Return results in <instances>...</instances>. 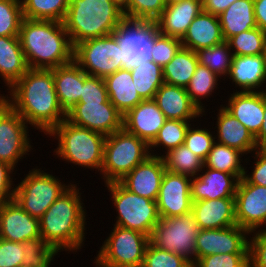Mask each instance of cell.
<instances>
[{
  "label": "cell",
  "instance_id": "cell-20",
  "mask_svg": "<svg viewBox=\"0 0 266 267\" xmlns=\"http://www.w3.org/2000/svg\"><path fill=\"white\" fill-rule=\"evenodd\" d=\"M166 120L153 99L143 100L123 116V128L150 145Z\"/></svg>",
  "mask_w": 266,
  "mask_h": 267
},
{
  "label": "cell",
  "instance_id": "cell-44",
  "mask_svg": "<svg viewBox=\"0 0 266 267\" xmlns=\"http://www.w3.org/2000/svg\"><path fill=\"white\" fill-rule=\"evenodd\" d=\"M165 7V0H129V5L123 12L129 20L155 22Z\"/></svg>",
  "mask_w": 266,
  "mask_h": 267
},
{
  "label": "cell",
  "instance_id": "cell-22",
  "mask_svg": "<svg viewBox=\"0 0 266 267\" xmlns=\"http://www.w3.org/2000/svg\"><path fill=\"white\" fill-rule=\"evenodd\" d=\"M264 91L233 92L224 108L231 113L255 137L264 121Z\"/></svg>",
  "mask_w": 266,
  "mask_h": 267
},
{
  "label": "cell",
  "instance_id": "cell-2",
  "mask_svg": "<svg viewBox=\"0 0 266 267\" xmlns=\"http://www.w3.org/2000/svg\"><path fill=\"white\" fill-rule=\"evenodd\" d=\"M18 37L29 68L54 69L73 61L74 47L63 22L23 18Z\"/></svg>",
  "mask_w": 266,
  "mask_h": 267
},
{
  "label": "cell",
  "instance_id": "cell-27",
  "mask_svg": "<svg viewBox=\"0 0 266 267\" xmlns=\"http://www.w3.org/2000/svg\"><path fill=\"white\" fill-rule=\"evenodd\" d=\"M217 116V143L228 147L236 148L244 154L252 153L257 150L255 137L247 128L239 122L231 113H229L222 105L219 107ZM218 137V138H217Z\"/></svg>",
  "mask_w": 266,
  "mask_h": 267
},
{
  "label": "cell",
  "instance_id": "cell-50",
  "mask_svg": "<svg viewBox=\"0 0 266 267\" xmlns=\"http://www.w3.org/2000/svg\"><path fill=\"white\" fill-rule=\"evenodd\" d=\"M250 233L249 261L250 267H266V227Z\"/></svg>",
  "mask_w": 266,
  "mask_h": 267
},
{
  "label": "cell",
  "instance_id": "cell-26",
  "mask_svg": "<svg viewBox=\"0 0 266 267\" xmlns=\"http://www.w3.org/2000/svg\"><path fill=\"white\" fill-rule=\"evenodd\" d=\"M227 77L241 88L240 92H255L260 87L263 88V83H266V64L263 55H233Z\"/></svg>",
  "mask_w": 266,
  "mask_h": 267
},
{
  "label": "cell",
  "instance_id": "cell-35",
  "mask_svg": "<svg viewBox=\"0 0 266 267\" xmlns=\"http://www.w3.org/2000/svg\"><path fill=\"white\" fill-rule=\"evenodd\" d=\"M241 156L244 153L240 150L215 142L204 160V167L233 174L240 180L245 172Z\"/></svg>",
  "mask_w": 266,
  "mask_h": 267
},
{
  "label": "cell",
  "instance_id": "cell-36",
  "mask_svg": "<svg viewBox=\"0 0 266 267\" xmlns=\"http://www.w3.org/2000/svg\"><path fill=\"white\" fill-rule=\"evenodd\" d=\"M165 154H157L155 156L162 157L165 169L169 172L193 178L198 176L199 172L203 169L204 161L195 155L185 144Z\"/></svg>",
  "mask_w": 266,
  "mask_h": 267
},
{
  "label": "cell",
  "instance_id": "cell-32",
  "mask_svg": "<svg viewBox=\"0 0 266 267\" xmlns=\"http://www.w3.org/2000/svg\"><path fill=\"white\" fill-rule=\"evenodd\" d=\"M218 17L224 41L257 27L253 0H236Z\"/></svg>",
  "mask_w": 266,
  "mask_h": 267
},
{
  "label": "cell",
  "instance_id": "cell-30",
  "mask_svg": "<svg viewBox=\"0 0 266 267\" xmlns=\"http://www.w3.org/2000/svg\"><path fill=\"white\" fill-rule=\"evenodd\" d=\"M110 102L124 116L143 100L136 91L130 68H123L104 78Z\"/></svg>",
  "mask_w": 266,
  "mask_h": 267
},
{
  "label": "cell",
  "instance_id": "cell-29",
  "mask_svg": "<svg viewBox=\"0 0 266 267\" xmlns=\"http://www.w3.org/2000/svg\"><path fill=\"white\" fill-rule=\"evenodd\" d=\"M53 78L57 98L65 112L79 103L84 84V71L73 60L53 69Z\"/></svg>",
  "mask_w": 266,
  "mask_h": 267
},
{
  "label": "cell",
  "instance_id": "cell-21",
  "mask_svg": "<svg viewBox=\"0 0 266 267\" xmlns=\"http://www.w3.org/2000/svg\"><path fill=\"white\" fill-rule=\"evenodd\" d=\"M200 173L191 179L192 202L235 196L239 182L235 175L204 166Z\"/></svg>",
  "mask_w": 266,
  "mask_h": 267
},
{
  "label": "cell",
  "instance_id": "cell-6",
  "mask_svg": "<svg viewBox=\"0 0 266 267\" xmlns=\"http://www.w3.org/2000/svg\"><path fill=\"white\" fill-rule=\"evenodd\" d=\"M150 156L149 145L124 128L106 136L104 142L102 179L105 184L119 182L135 166Z\"/></svg>",
  "mask_w": 266,
  "mask_h": 267
},
{
  "label": "cell",
  "instance_id": "cell-18",
  "mask_svg": "<svg viewBox=\"0 0 266 267\" xmlns=\"http://www.w3.org/2000/svg\"><path fill=\"white\" fill-rule=\"evenodd\" d=\"M39 237L38 218L25 212L15 200L0 205V238L22 243Z\"/></svg>",
  "mask_w": 266,
  "mask_h": 267
},
{
  "label": "cell",
  "instance_id": "cell-14",
  "mask_svg": "<svg viewBox=\"0 0 266 267\" xmlns=\"http://www.w3.org/2000/svg\"><path fill=\"white\" fill-rule=\"evenodd\" d=\"M71 124L108 136L123 128V115L106 102H79L66 112Z\"/></svg>",
  "mask_w": 266,
  "mask_h": 267
},
{
  "label": "cell",
  "instance_id": "cell-3",
  "mask_svg": "<svg viewBox=\"0 0 266 267\" xmlns=\"http://www.w3.org/2000/svg\"><path fill=\"white\" fill-rule=\"evenodd\" d=\"M81 199L77 184H71L39 219L41 237L58 252H77L84 244L87 213Z\"/></svg>",
  "mask_w": 266,
  "mask_h": 267
},
{
  "label": "cell",
  "instance_id": "cell-12",
  "mask_svg": "<svg viewBox=\"0 0 266 267\" xmlns=\"http://www.w3.org/2000/svg\"><path fill=\"white\" fill-rule=\"evenodd\" d=\"M28 125L25 120L0 97V162L16 168L20 159L31 151Z\"/></svg>",
  "mask_w": 266,
  "mask_h": 267
},
{
  "label": "cell",
  "instance_id": "cell-60",
  "mask_svg": "<svg viewBox=\"0 0 266 267\" xmlns=\"http://www.w3.org/2000/svg\"><path fill=\"white\" fill-rule=\"evenodd\" d=\"M185 267H198L195 262H189Z\"/></svg>",
  "mask_w": 266,
  "mask_h": 267
},
{
  "label": "cell",
  "instance_id": "cell-42",
  "mask_svg": "<svg viewBox=\"0 0 266 267\" xmlns=\"http://www.w3.org/2000/svg\"><path fill=\"white\" fill-rule=\"evenodd\" d=\"M265 32L256 27L230 37L227 42L233 53L238 56L263 54Z\"/></svg>",
  "mask_w": 266,
  "mask_h": 267
},
{
  "label": "cell",
  "instance_id": "cell-19",
  "mask_svg": "<svg viewBox=\"0 0 266 267\" xmlns=\"http://www.w3.org/2000/svg\"><path fill=\"white\" fill-rule=\"evenodd\" d=\"M165 171L162 157L150 155L119 182L132 193L156 201Z\"/></svg>",
  "mask_w": 266,
  "mask_h": 267
},
{
  "label": "cell",
  "instance_id": "cell-56",
  "mask_svg": "<svg viewBox=\"0 0 266 267\" xmlns=\"http://www.w3.org/2000/svg\"><path fill=\"white\" fill-rule=\"evenodd\" d=\"M264 118L259 133L255 136L258 148H266V91H264Z\"/></svg>",
  "mask_w": 266,
  "mask_h": 267
},
{
  "label": "cell",
  "instance_id": "cell-54",
  "mask_svg": "<svg viewBox=\"0 0 266 267\" xmlns=\"http://www.w3.org/2000/svg\"><path fill=\"white\" fill-rule=\"evenodd\" d=\"M235 1L236 0H202L203 11L218 16Z\"/></svg>",
  "mask_w": 266,
  "mask_h": 267
},
{
  "label": "cell",
  "instance_id": "cell-41",
  "mask_svg": "<svg viewBox=\"0 0 266 267\" xmlns=\"http://www.w3.org/2000/svg\"><path fill=\"white\" fill-rule=\"evenodd\" d=\"M23 261L21 267H49L58 251L48 245L42 237L22 242Z\"/></svg>",
  "mask_w": 266,
  "mask_h": 267
},
{
  "label": "cell",
  "instance_id": "cell-5",
  "mask_svg": "<svg viewBox=\"0 0 266 267\" xmlns=\"http://www.w3.org/2000/svg\"><path fill=\"white\" fill-rule=\"evenodd\" d=\"M48 135L57 138L58 146L54 150L57 157L78 167L101 172L105 135L71 124L66 119Z\"/></svg>",
  "mask_w": 266,
  "mask_h": 267
},
{
  "label": "cell",
  "instance_id": "cell-55",
  "mask_svg": "<svg viewBox=\"0 0 266 267\" xmlns=\"http://www.w3.org/2000/svg\"><path fill=\"white\" fill-rule=\"evenodd\" d=\"M253 2L256 25L266 32V0H253Z\"/></svg>",
  "mask_w": 266,
  "mask_h": 267
},
{
  "label": "cell",
  "instance_id": "cell-4",
  "mask_svg": "<svg viewBox=\"0 0 266 267\" xmlns=\"http://www.w3.org/2000/svg\"><path fill=\"white\" fill-rule=\"evenodd\" d=\"M125 19L123 10L111 0H70L63 24L74 47L113 34Z\"/></svg>",
  "mask_w": 266,
  "mask_h": 267
},
{
  "label": "cell",
  "instance_id": "cell-17",
  "mask_svg": "<svg viewBox=\"0 0 266 267\" xmlns=\"http://www.w3.org/2000/svg\"><path fill=\"white\" fill-rule=\"evenodd\" d=\"M191 177L165 171L156 199L160 218L181 216L192 211Z\"/></svg>",
  "mask_w": 266,
  "mask_h": 267
},
{
  "label": "cell",
  "instance_id": "cell-33",
  "mask_svg": "<svg viewBox=\"0 0 266 267\" xmlns=\"http://www.w3.org/2000/svg\"><path fill=\"white\" fill-rule=\"evenodd\" d=\"M199 64L197 52L181 47L163 67L164 82L186 88Z\"/></svg>",
  "mask_w": 266,
  "mask_h": 267
},
{
  "label": "cell",
  "instance_id": "cell-8",
  "mask_svg": "<svg viewBox=\"0 0 266 267\" xmlns=\"http://www.w3.org/2000/svg\"><path fill=\"white\" fill-rule=\"evenodd\" d=\"M33 168L15 186L14 200L32 217L40 219L72 183L64 184L55 175Z\"/></svg>",
  "mask_w": 266,
  "mask_h": 267
},
{
  "label": "cell",
  "instance_id": "cell-9",
  "mask_svg": "<svg viewBox=\"0 0 266 267\" xmlns=\"http://www.w3.org/2000/svg\"><path fill=\"white\" fill-rule=\"evenodd\" d=\"M93 263L96 267H130L143 264L150 237L136 230L114 225Z\"/></svg>",
  "mask_w": 266,
  "mask_h": 267
},
{
  "label": "cell",
  "instance_id": "cell-28",
  "mask_svg": "<svg viewBox=\"0 0 266 267\" xmlns=\"http://www.w3.org/2000/svg\"><path fill=\"white\" fill-rule=\"evenodd\" d=\"M223 41L219 17L204 11L195 17L181 39L182 46L194 52Z\"/></svg>",
  "mask_w": 266,
  "mask_h": 267
},
{
  "label": "cell",
  "instance_id": "cell-13",
  "mask_svg": "<svg viewBox=\"0 0 266 267\" xmlns=\"http://www.w3.org/2000/svg\"><path fill=\"white\" fill-rule=\"evenodd\" d=\"M157 32L156 23L151 21L125 19L118 25L113 34L125 57L124 68L136 67L150 60L151 45Z\"/></svg>",
  "mask_w": 266,
  "mask_h": 267
},
{
  "label": "cell",
  "instance_id": "cell-31",
  "mask_svg": "<svg viewBox=\"0 0 266 267\" xmlns=\"http://www.w3.org/2000/svg\"><path fill=\"white\" fill-rule=\"evenodd\" d=\"M29 67L18 36H0V78L8 89L18 81Z\"/></svg>",
  "mask_w": 266,
  "mask_h": 267
},
{
  "label": "cell",
  "instance_id": "cell-40",
  "mask_svg": "<svg viewBox=\"0 0 266 267\" xmlns=\"http://www.w3.org/2000/svg\"><path fill=\"white\" fill-rule=\"evenodd\" d=\"M192 121H182V120H169L167 119L164 125L159 130L158 135L154 141L149 145V151L151 156H155L154 148L163 147L166 149L164 153L169 152L172 149L184 144L186 132ZM165 147V148H164ZM152 149V150H151ZM153 151V152H152Z\"/></svg>",
  "mask_w": 266,
  "mask_h": 267
},
{
  "label": "cell",
  "instance_id": "cell-51",
  "mask_svg": "<svg viewBox=\"0 0 266 267\" xmlns=\"http://www.w3.org/2000/svg\"><path fill=\"white\" fill-rule=\"evenodd\" d=\"M23 257L22 243L0 238V267H21Z\"/></svg>",
  "mask_w": 266,
  "mask_h": 267
},
{
  "label": "cell",
  "instance_id": "cell-25",
  "mask_svg": "<svg viewBox=\"0 0 266 267\" xmlns=\"http://www.w3.org/2000/svg\"><path fill=\"white\" fill-rule=\"evenodd\" d=\"M192 212L200 229H219L237 225L234 197L192 202Z\"/></svg>",
  "mask_w": 266,
  "mask_h": 267
},
{
  "label": "cell",
  "instance_id": "cell-43",
  "mask_svg": "<svg viewBox=\"0 0 266 267\" xmlns=\"http://www.w3.org/2000/svg\"><path fill=\"white\" fill-rule=\"evenodd\" d=\"M22 20L20 0H0V36H18Z\"/></svg>",
  "mask_w": 266,
  "mask_h": 267
},
{
  "label": "cell",
  "instance_id": "cell-48",
  "mask_svg": "<svg viewBox=\"0 0 266 267\" xmlns=\"http://www.w3.org/2000/svg\"><path fill=\"white\" fill-rule=\"evenodd\" d=\"M198 267H250L249 253L214 254L197 259Z\"/></svg>",
  "mask_w": 266,
  "mask_h": 267
},
{
  "label": "cell",
  "instance_id": "cell-45",
  "mask_svg": "<svg viewBox=\"0 0 266 267\" xmlns=\"http://www.w3.org/2000/svg\"><path fill=\"white\" fill-rule=\"evenodd\" d=\"M181 47V39L161 35L157 32L151 45L150 59L163 68Z\"/></svg>",
  "mask_w": 266,
  "mask_h": 267
},
{
  "label": "cell",
  "instance_id": "cell-15",
  "mask_svg": "<svg viewBox=\"0 0 266 267\" xmlns=\"http://www.w3.org/2000/svg\"><path fill=\"white\" fill-rule=\"evenodd\" d=\"M250 233L238 225L200 229L196 237L195 261L214 254L249 253Z\"/></svg>",
  "mask_w": 266,
  "mask_h": 267
},
{
  "label": "cell",
  "instance_id": "cell-23",
  "mask_svg": "<svg viewBox=\"0 0 266 267\" xmlns=\"http://www.w3.org/2000/svg\"><path fill=\"white\" fill-rule=\"evenodd\" d=\"M153 100L169 120L191 121L205 115L192 102L184 87L164 82Z\"/></svg>",
  "mask_w": 266,
  "mask_h": 267
},
{
  "label": "cell",
  "instance_id": "cell-59",
  "mask_svg": "<svg viewBox=\"0 0 266 267\" xmlns=\"http://www.w3.org/2000/svg\"><path fill=\"white\" fill-rule=\"evenodd\" d=\"M181 1H183V0H165V4H166V6H167V5H171V4L179 3V2H181Z\"/></svg>",
  "mask_w": 266,
  "mask_h": 267
},
{
  "label": "cell",
  "instance_id": "cell-1",
  "mask_svg": "<svg viewBox=\"0 0 266 267\" xmlns=\"http://www.w3.org/2000/svg\"><path fill=\"white\" fill-rule=\"evenodd\" d=\"M10 96L0 94L27 124L48 135L66 119L54 85L53 69H32L9 89ZM5 95V96H4Z\"/></svg>",
  "mask_w": 266,
  "mask_h": 267
},
{
  "label": "cell",
  "instance_id": "cell-7",
  "mask_svg": "<svg viewBox=\"0 0 266 267\" xmlns=\"http://www.w3.org/2000/svg\"><path fill=\"white\" fill-rule=\"evenodd\" d=\"M105 186L111 193L112 202L118 212L114 225L151 237L160 220L157 202L132 193L120 182L107 183Z\"/></svg>",
  "mask_w": 266,
  "mask_h": 267
},
{
  "label": "cell",
  "instance_id": "cell-39",
  "mask_svg": "<svg viewBox=\"0 0 266 267\" xmlns=\"http://www.w3.org/2000/svg\"><path fill=\"white\" fill-rule=\"evenodd\" d=\"M199 63L208 67L216 73L220 79L221 76H228L232 65L233 53L227 41L214 45L209 48L197 51Z\"/></svg>",
  "mask_w": 266,
  "mask_h": 267
},
{
  "label": "cell",
  "instance_id": "cell-52",
  "mask_svg": "<svg viewBox=\"0 0 266 267\" xmlns=\"http://www.w3.org/2000/svg\"><path fill=\"white\" fill-rule=\"evenodd\" d=\"M255 153V154H254ZM255 156V157H254ZM253 157L256 162L253 166L252 173L249 175L246 171L243 175V178L250 184H256L260 186H266V149L258 148L253 151Z\"/></svg>",
  "mask_w": 266,
  "mask_h": 267
},
{
  "label": "cell",
  "instance_id": "cell-24",
  "mask_svg": "<svg viewBox=\"0 0 266 267\" xmlns=\"http://www.w3.org/2000/svg\"><path fill=\"white\" fill-rule=\"evenodd\" d=\"M203 11L202 0H183L167 5L155 21L161 35L182 39L188 27Z\"/></svg>",
  "mask_w": 266,
  "mask_h": 267
},
{
  "label": "cell",
  "instance_id": "cell-16",
  "mask_svg": "<svg viewBox=\"0 0 266 267\" xmlns=\"http://www.w3.org/2000/svg\"><path fill=\"white\" fill-rule=\"evenodd\" d=\"M236 224L249 233L266 226V186L239 180L235 193Z\"/></svg>",
  "mask_w": 266,
  "mask_h": 267
},
{
  "label": "cell",
  "instance_id": "cell-61",
  "mask_svg": "<svg viewBox=\"0 0 266 267\" xmlns=\"http://www.w3.org/2000/svg\"><path fill=\"white\" fill-rule=\"evenodd\" d=\"M130 267H144V265L140 264V265H135V266H130Z\"/></svg>",
  "mask_w": 266,
  "mask_h": 267
},
{
  "label": "cell",
  "instance_id": "cell-47",
  "mask_svg": "<svg viewBox=\"0 0 266 267\" xmlns=\"http://www.w3.org/2000/svg\"><path fill=\"white\" fill-rule=\"evenodd\" d=\"M193 126H189L184 144L204 161L216 142L215 135L213 136L208 129L198 127L195 129Z\"/></svg>",
  "mask_w": 266,
  "mask_h": 267
},
{
  "label": "cell",
  "instance_id": "cell-37",
  "mask_svg": "<svg viewBox=\"0 0 266 267\" xmlns=\"http://www.w3.org/2000/svg\"><path fill=\"white\" fill-rule=\"evenodd\" d=\"M23 18L63 22L70 0H20Z\"/></svg>",
  "mask_w": 266,
  "mask_h": 267
},
{
  "label": "cell",
  "instance_id": "cell-49",
  "mask_svg": "<svg viewBox=\"0 0 266 267\" xmlns=\"http://www.w3.org/2000/svg\"><path fill=\"white\" fill-rule=\"evenodd\" d=\"M108 99L104 79L84 72V84L79 102H106Z\"/></svg>",
  "mask_w": 266,
  "mask_h": 267
},
{
  "label": "cell",
  "instance_id": "cell-58",
  "mask_svg": "<svg viewBox=\"0 0 266 267\" xmlns=\"http://www.w3.org/2000/svg\"><path fill=\"white\" fill-rule=\"evenodd\" d=\"M263 58L266 64V32H265V37H264V46H263Z\"/></svg>",
  "mask_w": 266,
  "mask_h": 267
},
{
  "label": "cell",
  "instance_id": "cell-34",
  "mask_svg": "<svg viewBox=\"0 0 266 267\" xmlns=\"http://www.w3.org/2000/svg\"><path fill=\"white\" fill-rule=\"evenodd\" d=\"M130 71L135 90L141 99H154L157 90L164 83L163 68L150 59L130 68Z\"/></svg>",
  "mask_w": 266,
  "mask_h": 267
},
{
  "label": "cell",
  "instance_id": "cell-11",
  "mask_svg": "<svg viewBox=\"0 0 266 267\" xmlns=\"http://www.w3.org/2000/svg\"><path fill=\"white\" fill-rule=\"evenodd\" d=\"M200 228L193 212L181 216L160 218L155 225L150 242L157 248L178 254L195 262V244Z\"/></svg>",
  "mask_w": 266,
  "mask_h": 267
},
{
  "label": "cell",
  "instance_id": "cell-53",
  "mask_svg": "<svg viewBox=\"0 0 266 267\" xmlns=\"http://www.w3.org/2000/svg\"><path fill=\"white\" fill-rule=\"evenodd\" d=\"M14 168L6 163L0 162V205L14 200L15 187L11 174ZM13 188V189H12Z\"/></svg>",
  "mask_w": 266,
  "mask_h": 267
},
{
  "label": "cell",
  "instance_id": "cell-46",
  "mask_svg": "<svg viewBox=\"0 0 266 267\" xmlns=\"http://www.w3.org/2000/svg\"><path fill=\"white\" fill-rule=\"evenodd\" d=\"M189 261L181 255L157 248L148 243L143 265L144 267H185Z\"/></svg>",
  "mask_w": 266,
  "mask_h": 267
},
{
  "label": "cell",
  "instance_id": "cell-57",
  "mask_svg": "<svg viewBox=\"0 0 266 267\" xmlns=\"http://www.w3.org/2000/svg\"><path fill=\"white\" fill-rule=\"evenodd\" d=\"M114 4H116L123 11L128 7L129 0H111Z\"/></svg>",
  "mask_w": 266,
  "mask_h": 267
},
{
  "label": "cell",
  "instance_id": "cell-38",
  "mask_svg": "<svg viewBox=\"0 0 266 267\" xmlns=\"http://www.w3.org/2000/svg\"><path fill=\"white\" fill-rule=\"evenodd\" d=\"M218 78L220 77L216 73L199 63L189 85L186 87L192 102L203 113L205 112V105L202 104L201 99L208 98V96L212 95V92L214 93V89L218 88Z\"/></svg>",
  "mask_w": 266,
  "mask_h": 267
},
{
  "label": "cell",
  "instance_id": "cell-10",
  "mask_svg": "<svg viewBox=\"0 0 266 267\" xmlns=\"http://www.w3.org/2000/svg\"><path fill=\"white\" fill-rule=\"evenodd\" d=\"M124 59L114 34L89 39L74 46L73 60L90 76L104 79L123 69Z\"/></svg>",
  "mask_w": 266,
  "mask_h": 267
}]
</instances>
